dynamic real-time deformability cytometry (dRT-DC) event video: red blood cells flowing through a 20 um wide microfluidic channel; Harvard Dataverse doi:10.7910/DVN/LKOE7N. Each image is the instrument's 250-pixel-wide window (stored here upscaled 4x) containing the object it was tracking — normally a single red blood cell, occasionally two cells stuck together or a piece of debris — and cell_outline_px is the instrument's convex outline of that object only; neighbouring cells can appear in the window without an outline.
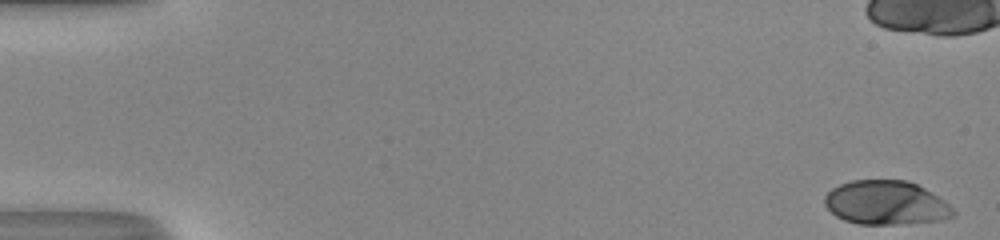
{"species": "human", "species_latin": "Homo sapiens", "temperature_condition": "room temperature", "stored_images_in_passage": 52, "camera_frame_rate_fps": 3000, "um_per_image_px": 0.085, "donor": {"sex": "male"}, "frame": {"image": 1, "passage_image": 1, "time_ms": 0.0, "image_size_px": [1000, 240], "cell_outline_px": [[956, 216], [944, 220], [896, 224], [860, 224], [844, 220], [836, 216], [824, 204], [824, 196], [832, 188], [840, 184], [852, 180], [908, 180], [924, 188], [944, 200], [956, 212]], "centroid_in_image_um": [75.32, 17.24], "position_along_channel_um": 9.7, "area_um2": 33.0}}
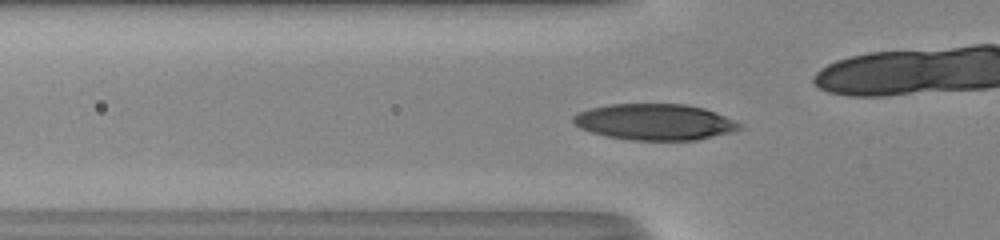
{"frame": {"image": 2, "passage_image": 18, "time_ms": 5.667, "image_size_px": [1000, 240], "cell_outline_px": [[740, 128], [728, 132], [696, 140], [632, 140], [604, 136], [580, 128], [572, 124], [572, 116], [580, 112], [592, 108], [608, 104], [684, 104], [704, 108], [716, 112], [740, 124]], "centroid_in_image_um": [55.58, 10.36], "position_along_channel_um": 70.2, "area_um2": 34.74}}
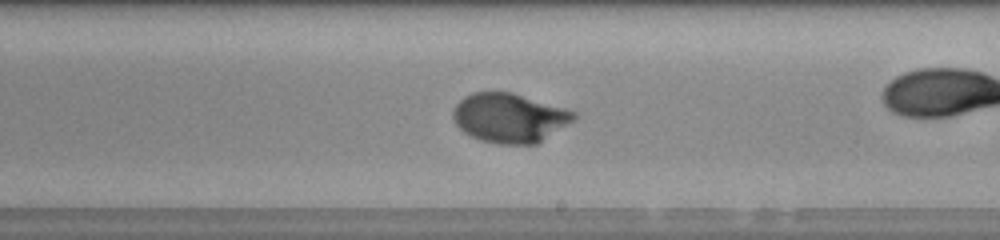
{"frame": {"image": 3, "passage_image": 31, "time_ms": 10.0, "image_size_px": [1000, 240], "cell_outline_px": [[576, 116], [572, 120], [536, 144], [500, 144], [480, 140], [464, 132], [456, 124], [452, 116], [452, 112], [456, 104], [464, 96], [472, 92], [512, 92], [564, 108], [576, 112]], "centroid_in_image_um": [43.25, 10.01], "position_along_channel_um": 245.7, "area_um2": 34.28}, "authors_computed_cell_mechanics": {"area_um2": 34.1887, "velocity_mm_per_s": 4.0642, "shape_relaxation_time_tau1_ms": 2.9325, "shape_relaxation_time_tau2_ms": null, "deformation_change_tau1": 0.2025, "deformation_change_tau2": null}}